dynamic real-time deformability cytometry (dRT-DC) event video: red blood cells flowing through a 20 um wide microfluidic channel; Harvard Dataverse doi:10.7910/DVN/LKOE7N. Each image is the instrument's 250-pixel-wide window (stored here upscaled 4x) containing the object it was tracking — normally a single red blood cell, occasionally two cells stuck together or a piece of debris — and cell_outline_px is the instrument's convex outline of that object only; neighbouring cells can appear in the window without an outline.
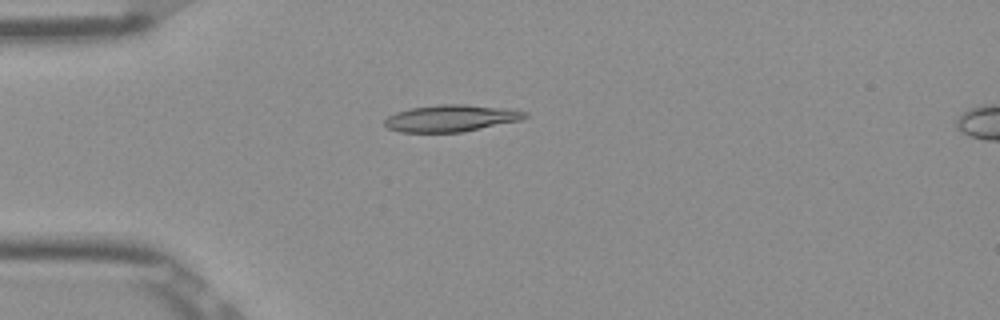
{"species": "Egyptian fruit bat (a non-hibernating species)", "species_latin": "Rousettus aegyptiacus", "temperature_condition": "room temperature", "stored_images_in_passage": 39, "camera_frame_rate_fps": 3000, "um_per_image_px": 0.085, "frame": {"image": 1, "passage_image": 1, "time_ms": 0.0, "image_size_px": [1000, 320], "cell_outline_px": [[528, 116], [520, 120], [464, 132], [400, 132], [388, 128], [384, 124], [384, 120], [388, 116], [396, 112], [412, 108], [440, 104], [464, 104], [512, 108], [528, 112]], "centroid_in_image_um": [38.38, 10.04], "position_along_channel_um": 46.6, "area_um2": 22.08}}
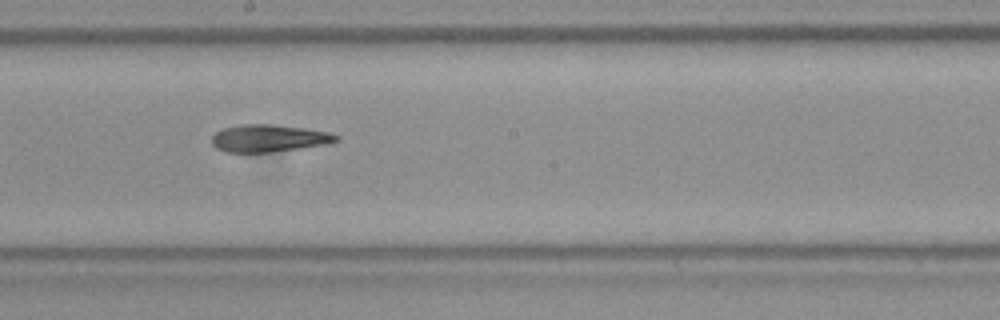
{"frame": {"image": 2, "passage_image": 16, "time_ms": 5.0, "image_size_px": [1000, 320], "cell_outline_px": [[340, 140], [328, 144], [272, 152], [224, 152], [216, 148], [212, 144], [212, 136], [216, 132], [224, 128], [244, 124], [276, 124], [304, 128], [328, 132], [340, 136]], "centroid_in_image_um": [22.87, 11.75], "position_along_channel_um": 225.3, "area_um2": 19.88}}
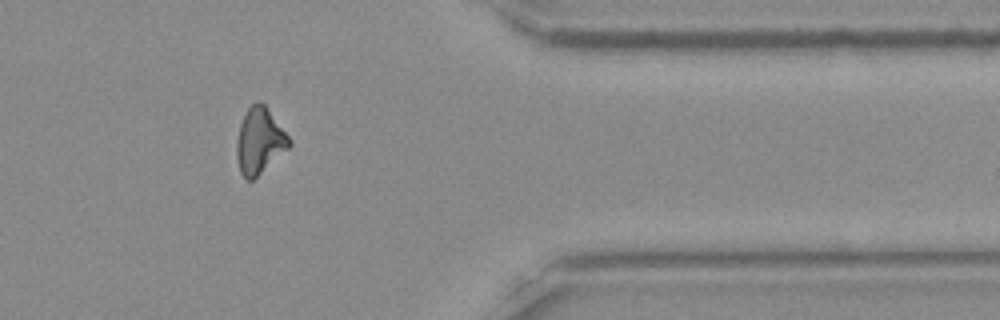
{"frame": {"image": 3, "passage_image": 30, "time_ms": 9.667, "image_size_px": [1000, 320], "cell_outline_px": [[292, 144], [288, 148], [252, 180], [248, 180], [240, 172], [236, 156], [236, 140], [240, 124], [248, 108], [256, 100], [264, 104], [292, 140]], "centroid_in_image_um": [22.05, 11.96], "position_along_channel_um": 389.3, "area_um2": 19.88}, "authors_computed_cell_mechanics": {"area_um2": 20.0566, "velocity_mm_per_s": 3.9164, "shape_relaxation_time_tau1_ms": 9.719, "shape_relaxation_time_tau2_ms": 1.3764, "deformation_change_tau1": 0.2331, "deformation_change_tau2": 0.0869}}